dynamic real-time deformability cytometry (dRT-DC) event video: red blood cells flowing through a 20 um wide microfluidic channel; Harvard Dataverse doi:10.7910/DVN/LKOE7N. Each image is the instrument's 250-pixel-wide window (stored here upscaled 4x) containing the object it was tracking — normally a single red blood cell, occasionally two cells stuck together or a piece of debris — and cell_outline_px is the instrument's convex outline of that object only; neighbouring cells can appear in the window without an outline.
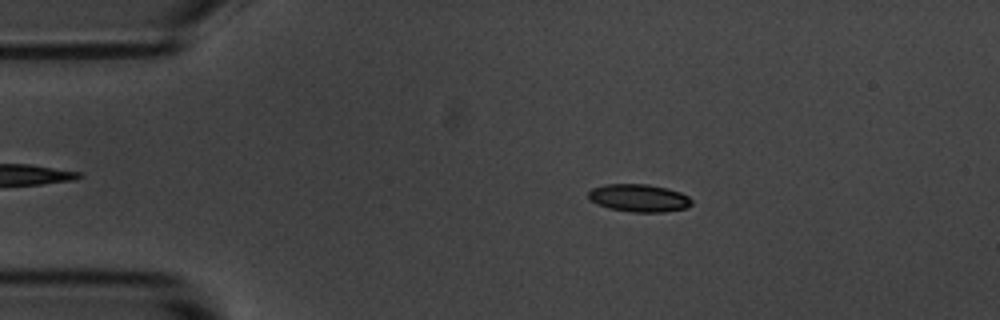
{"species": "common noctule bat (a hibernating species)", "species_latin": "Nyctalus noctula", "temperature_condition": "room temperature", "stored_images_in_passage": 8, "camera_frame_rate_fps": 3000, "um_per_image_px": 0.085, "animal": {"sex": "male", "body_mass_g": 20.1, "forearm_length_mm": 53.5}, "frame": {"image": 1, "passage_image": 4, "time_ms": 1.0, "image_size_px": [1000, 320], "cell_outline_px": [[692, 204], [688, 208], [664, 212], [632, 212], [608, 208], [596, 204], [588, 200], [588, 192], [592, 188], [604, 184], [648, 184], [668, 188], [680, 192], [688, 196], [692, 200]], "centroid_in_image_um": [54.3, 16.83], "position_along_channel_um": 30.7, "area_um2": 16.94}}
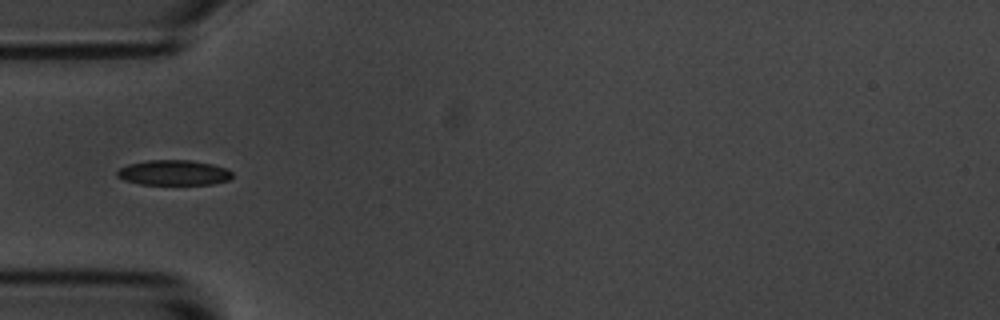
{"frame": {"image": 2, "passage_image": 6, "time_ms": 1.667, "image_size_px": [1000, 320], "cell_outline_px": [[232, 176], [228, 180], [212, 184], [140, 184], [124, 180], [116, 176], [116, 172], [120, 168], [128, 164], [148, 160], [192, 160], [212, 164], [228, 168], [232, 172]], "centroid_in_image_um": [14.77, 14.67], "position_along_channel_um": 70.2, "area_um2": 16.94}}
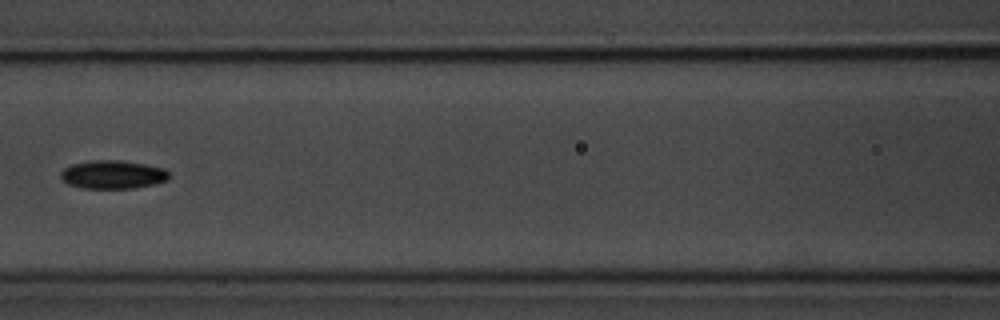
{"frame": {"image": 3, "passage_image": 8, "time_ms": 2.333, "image_size_px": [1000, 320], "cell_outline_px": [[168, 180], [152, 184], [132, 188], [80, 188], [68, 184], [60, 180], [60, 172], [64, 168], [72, 164], [88, 160], [120, 160], [144, 164], [164, 168], [168, 172]], "centroid_in_image_um": [9.52, 14.83], "position_along_channel_um": 157.1, "area_um2": 17.98}}